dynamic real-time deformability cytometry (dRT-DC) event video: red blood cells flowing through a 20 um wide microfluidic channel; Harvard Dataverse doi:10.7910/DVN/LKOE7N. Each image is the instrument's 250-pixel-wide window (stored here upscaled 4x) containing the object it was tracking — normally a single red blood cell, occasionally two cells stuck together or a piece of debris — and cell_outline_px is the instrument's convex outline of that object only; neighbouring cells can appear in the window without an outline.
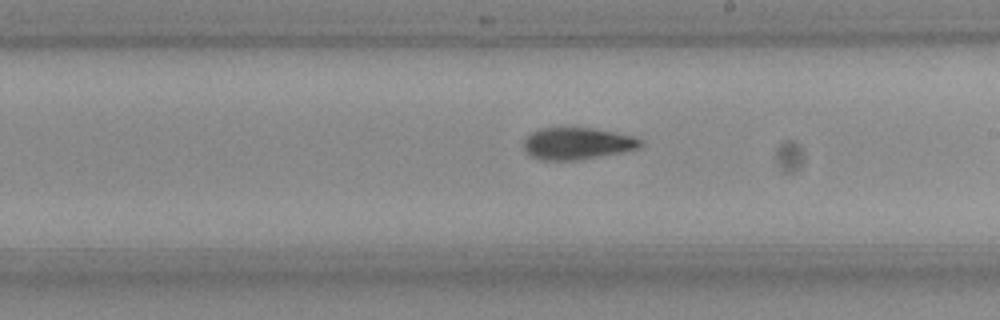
{"species": "Egyptian fruit bat (a non-hibernating species)", "species_latin": "Rousettus aegyptiacus", "temperature_condition": "room temperature", "stored_images_in_passage": 27, "camera_frame_rate_fps": 3000, "um_per_image_px": 0.085, "frame": {"image": 1, "passage_image": 16, "time_ms": 5.0, "image_size_px": [1000, 320], "cell_outline_px": [[644, 144], [640, 148], [580, 160], [540, 160], [528, 156], [524, 152], [524, 140], [532, 132], [540, 128], [592, 128], [616, 132], [632, 136], [640, 140]], "centroid_in_image_um": [49.03, 12.21], "position_along_channel_um": 240.0, "area_um2": 21.79}}